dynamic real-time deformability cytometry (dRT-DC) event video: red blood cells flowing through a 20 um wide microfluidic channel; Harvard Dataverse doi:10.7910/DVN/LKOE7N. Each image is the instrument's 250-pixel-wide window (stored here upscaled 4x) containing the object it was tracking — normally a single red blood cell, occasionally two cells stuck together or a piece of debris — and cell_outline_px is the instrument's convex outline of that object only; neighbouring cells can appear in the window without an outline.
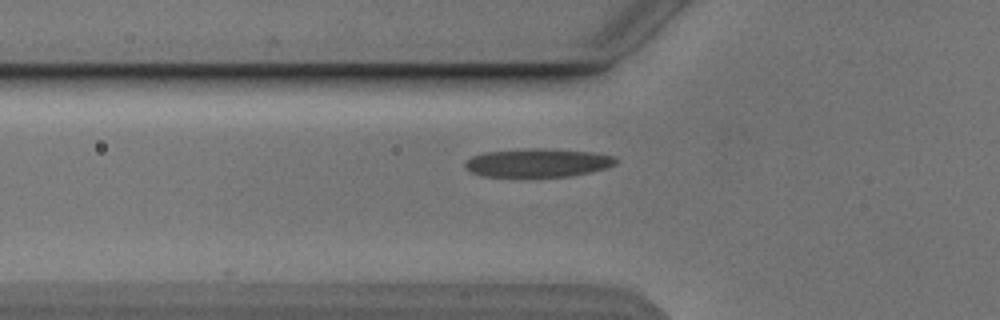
{"species": "Egyptian fruit bat (a non-hibernating species)", "species_latin": "Rousettus aegyptiacus", "temperature_condition": "cold", "stored_images_in_passage": 5, "camera_frame_rate_fps": 3000, "um_per_image_px": 0.085, "animal": {"sex": "male"}, "frame": {"image": 1, "passage_image": 5, "time_ms": 5.667, "image_size_px": [1000, 320], "cell_outline_px": [[620, 160], [616, 164], [604, 168], [572, 176], [480, 176], [464, 168], [464, 160], [472, 156], [484, 152], [536, 148], [544, 148], [592, 152], [616, 156]], "centroid_in_image_um": [45.7, 13.83], "position_along_channel_um": 80.1, "area_um2": 25.03}}